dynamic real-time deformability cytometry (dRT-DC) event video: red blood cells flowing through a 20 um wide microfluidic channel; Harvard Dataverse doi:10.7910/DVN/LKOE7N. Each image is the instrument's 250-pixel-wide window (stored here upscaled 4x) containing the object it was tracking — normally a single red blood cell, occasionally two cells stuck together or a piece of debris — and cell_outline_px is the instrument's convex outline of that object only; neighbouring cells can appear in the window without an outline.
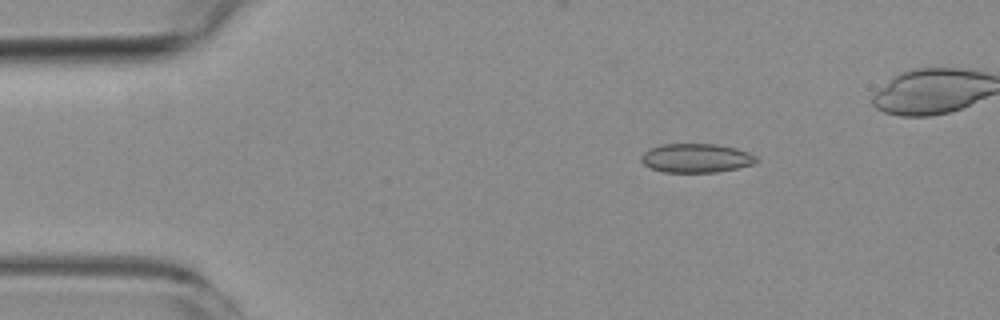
{"species": "common noctule bat (a hibernating species)", "species_latin": "Nyctalus noctula", "temperature_condition": "room temperature", "stored_images_in_passage": 6, "camera_frame_rate_fps": 3000, "um_per_image_px": 0.085, "animal": {"sex": "female", "body_mass_g": 19.3, "forearm_length_mm": 54.1}, "frame": {"image": 1, "passage_image": 3, "time_ms": 2.333, "image_size_px": [1000, 320], "cell_outline_px": [[760, 160], [756, 164], [716, 172], [664, 172], [652, 168], [644, 164], [640, 160], [640, 156], [648, 148], [660, 144], [716, 144], [736, 148], [748, 152], [756, 156]], "centroid_in_image_um": [59.18, 13.43], "position_along_channel_um": 25.8, "area_um2": 19.59}}